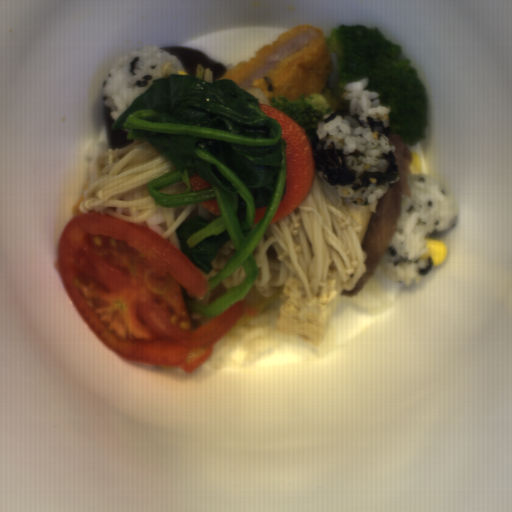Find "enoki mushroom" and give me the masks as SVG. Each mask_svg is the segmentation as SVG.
I'll return each mask as SVG.
<instances>
[{"instance_id":"obj_6","label":"enoki mushroom","mask_w":512,"mask_h":512,"mask_svg":"<svg viewBox=\"0 0 512 512\" xmlns=\"http://www.w3.org/2000/svg\"><path fill=\"white\" fill-rule=\"evenodd\" d=\"M187 185L183 181H178L167 187L157 190L160 194L164 195H181L186 192Z\"/></svg>"},{"instance_id":"obj_4","label":"enoki mushroom","mask_w":512,"mask_h":512,"mask_svg":"<svg viewBox=\"0 0 512 512\" xmlns=\"http://www.w3.org/2000/svg\"><path fill=\"white\" fill-rule=\"evenodd\" d=\"M236 252L237 250L234 246V243L232 239H230L222 248L217 251L213 261L211 262L212 271L208 274L204 273L206 281H209L219 270L227 265L236 254Z\"/></svg>"},{"instance_id":"obj_3","label":"enoki mushroom","mask_w":512,"mask_h":512,"mask_svg":"<svg viewBox=\"0 0 512 512\" xmlns=\"http://www.w3.org/2000/svg\"><path fill=\"white\" fill-rule=\"evenodd\" d=\"M164 220V230L160 234V238L181 251L179 242L176 236V228L186 220L195 217H201L208 221H212L220 216L206 210L201 204L193 203L176 207H160Z\"/></svg>"},{"instance_id":"obj_9","label":"enoki mushroom","mask_w":512,"mask_h":512,"mask_svg":"<svg viewBox=\"0 0 512 512\" xmlns=\"http://www.w3.org/2000/svg\"><path fill=\"white\" fill-rule=\"evenodd\" d=\"M180 70H183L186 72L185 68L183 69H175L170 62H165L163 68H162V75L164 77L169 76L171 74H178Z\"/></svg>"},{"instance_id":"obj_8","label":"enoki mushroom","mask_w":512,"mask_h":512,"mask_svg":"<svg viewBox=\"0 0 512 512\" xmlns=\"http://www.w3.org/2000/svg\"><path fill=\"white\" fill-rule=\"evenodd\" d=\"M247 90L248 92H250L251 94H253L254 96H256L257 100H258V103L259 105L260 104H264V105H267V106H271L268 98L266 97V95L264 94L263 90L262 89H257V88H249V89H245ZM272 107V106H271Z\"/></svg>"},{"instance_id":"obj_1","label":"enoki mushroom","mask_w":512,"mask_h":512,"mask_svg":"<svg viewBox=\"0 0 512 512\" xmlns=\"http://www.w3.org/2000/svg\"><path fill=\"white\" fill-rule=\"evenodd\" d=\"M362 228L316 168L303 203L268 226L251 253L259 271L253 285L262 297L268 299L275 287H282L276 331L316 350L323 347L341 293L353 290L367 268L359 239Z\"/></svg>"},{"instance_id":"obj_2","label":"enoki mushroom","mask_w":512,"mask_h":512,"mask_svg":"<svg viewBox=\"0 0 512 512\" xmlns=\"http://www.w3.org/2000/svg\"><path fill=\"white\" fill-rule=\"evenodd\" d=\"M98 163L99 176L86 188L78 211L98 210L136 224L157 211L147 183L176 170L145 140L105 150Z\"/></svg>"},{"instance_id":"obj_5","label":"enoki mushroom","mask_w":512,"mask_h":512,"mask_svg":"<svg viewBox=\"0 0 512 512\" xmlns=\"http://www.w3.org/2000/svg\"><path fill=\"white\" fill-rule=\"evenodd\" d=\"M247 275L243 266H239L229 277L222 281V285L228 291L241 284Z\"/></svg>"},{"instance_id":"obj_7","label":"enoki mushroom","mask_w":512,"mask_h":512,"mask_svg":"<svg viewBox=\"0 0 512 512\" xmlns=\"http://www.w3.org/2000/svg\"><path fill=\"white\" fill-rule=\"evenodd\" d=\"M196 77L213 82V71L207 67H203L201 64H197Z\"/></svg>"}]
</instances>
